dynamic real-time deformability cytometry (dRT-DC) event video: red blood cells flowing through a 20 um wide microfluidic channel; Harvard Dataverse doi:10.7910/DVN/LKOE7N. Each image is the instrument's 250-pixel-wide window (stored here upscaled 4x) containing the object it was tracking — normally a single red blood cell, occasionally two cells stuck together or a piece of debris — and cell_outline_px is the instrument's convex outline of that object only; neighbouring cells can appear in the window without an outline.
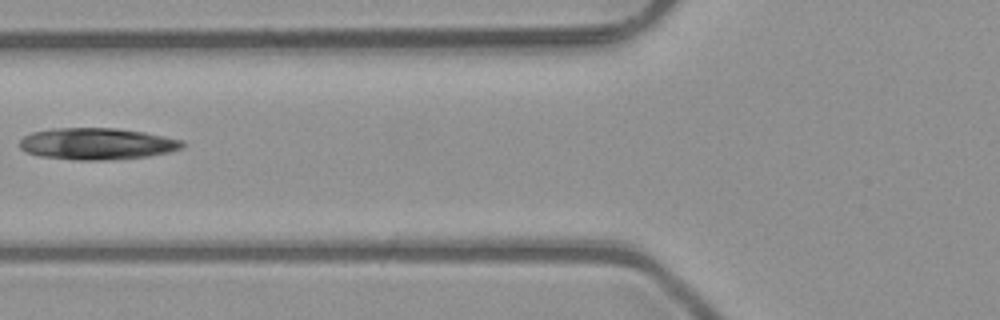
{"species": "common noctule bat (a hibernating species)", "species_latin": "Nyctalus noctula", "temperature_condition": "room temperature", "stored_images_in_passage": 4, "camera_frame_rate_fps": 3000, "um_per_image_px": 0.085, "animal": {"sex": "male", "body_mass_g": 23.1, "forearm_length_mm": 52.7}, "frame": {"image": 1, "passage_image": 3, "time_ms": 0.667, "image_size_px": [1000, 320], "cell_outline_px": [[184, 144], [180, 148], [168, 152], [148, 156], [116, 160], [76, 160], [40, 156], [24, 152], [20, 148], [20, 140], [24, 136], [32, 132], [52, 128], [116, 128], [144, 132], [184, 140]], "centroid_in_image_um": [8.22, 12.22], "position_along_channel_um": 117.6, "area_um2": 30.17}}
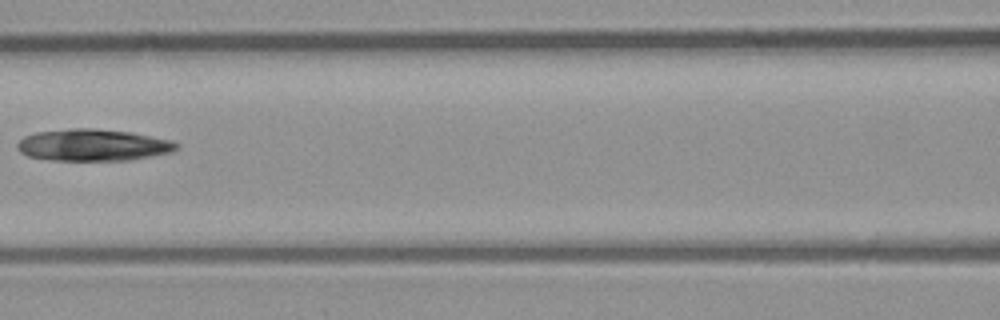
{"frame": {"image": 2, "passage_image": 4, "time_ms": 1.0, "image_size_px": [1000, 320], "cell_outline_px": [[180, 144], [172, 152], [128, 160], [48, 160], [28, 156], [20, 152], [16, 148], [16, 144], [24, 136], [36, 132], [72, 128], [92, 128], [128, 132], [172, 140]], "centroid_in_image_um": [7.87, 12.33], "position_along_channel_um": 158.7, "area_um2": 29.42}}